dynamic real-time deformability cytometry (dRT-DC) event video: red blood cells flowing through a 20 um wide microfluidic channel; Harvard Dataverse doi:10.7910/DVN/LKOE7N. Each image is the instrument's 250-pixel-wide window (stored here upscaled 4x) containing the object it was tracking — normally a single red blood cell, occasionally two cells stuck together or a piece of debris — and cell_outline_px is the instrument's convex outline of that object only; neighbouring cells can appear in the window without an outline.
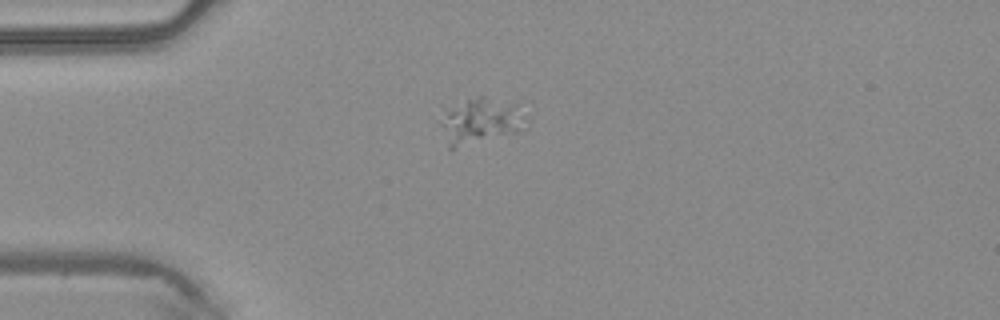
{"species": "common noctule bat (a hibernating species)", "species_latin": "Nyctalus noctula", "temperature_condition": "warm", "stored_images_in_passage": 37, "camera_frame_rate_fps": 3000, "um_per_image_px": 0.085, "animal": {"sex": "male", "body_mass_g": 20.4}, "frame": {"image": 1, "passage_image": 1, "time_ms": 0.0, "image_size_px": [1000, 320], "cell_outline_px": [[528, 116], [520, 132], [452, 148], [448, 148], [440, 124], [444, 112], [468, 100], [480, 96], [484, 96], [516, 104]], "centroid_in_image_um": [40.89, 10.3], "position_along_channel_um": 44.1, "area_um2": 22.37}}
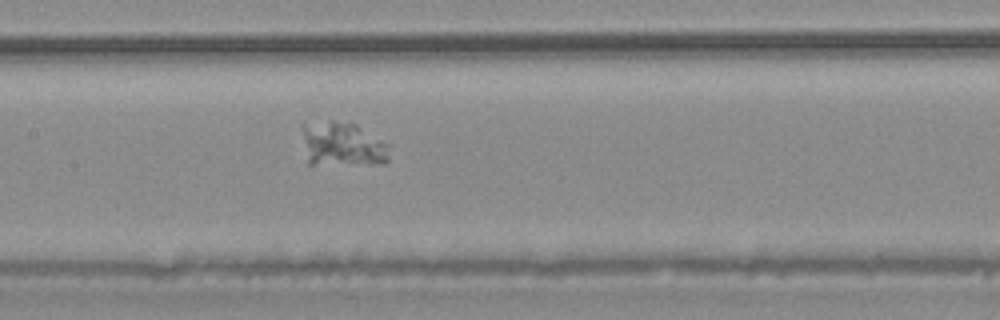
{"frame": {"image": 2, "passage_image": 12, "time_ms": 3.667, "image_size_px": [1000, 320], "cell_outline_px": [[388, 160], [384, 164], [308, 164], [300, 124], [332, 120], [352, 120], [388, 144]], "centroid_in_image_um": [29.1, 12.22], "position_along_channel_um": 178.3, "area_um2": 23.18}}
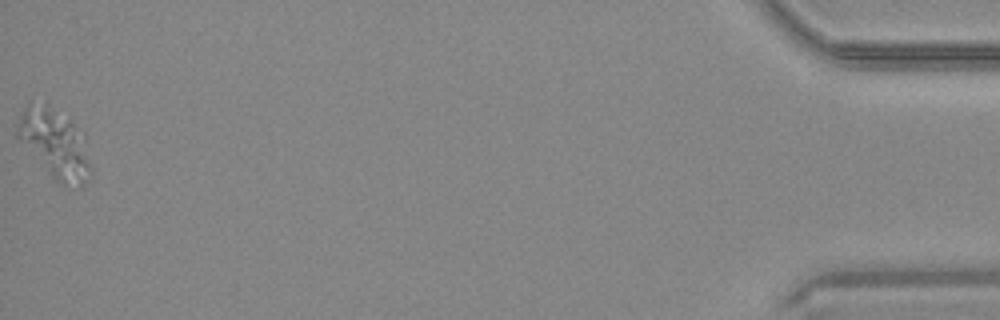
{"frame": {"image": 3, "passage_image": 37, "time_ms": 12.0, "image_size_px": [1000, 320], "cell_outline_px": [[92, 172], [84, 184], [80, 188], [64, 184], [56, 180], [52, 176], [16, 136], [20, 116], [24, 108], [28, 104], [44, 104], [72, 120], [84, 132], [92, 164]], "centroid_in_image_um": [4.75, 12.24], "position_along_channel_um": 430.5, "area_um2": 29.3}}